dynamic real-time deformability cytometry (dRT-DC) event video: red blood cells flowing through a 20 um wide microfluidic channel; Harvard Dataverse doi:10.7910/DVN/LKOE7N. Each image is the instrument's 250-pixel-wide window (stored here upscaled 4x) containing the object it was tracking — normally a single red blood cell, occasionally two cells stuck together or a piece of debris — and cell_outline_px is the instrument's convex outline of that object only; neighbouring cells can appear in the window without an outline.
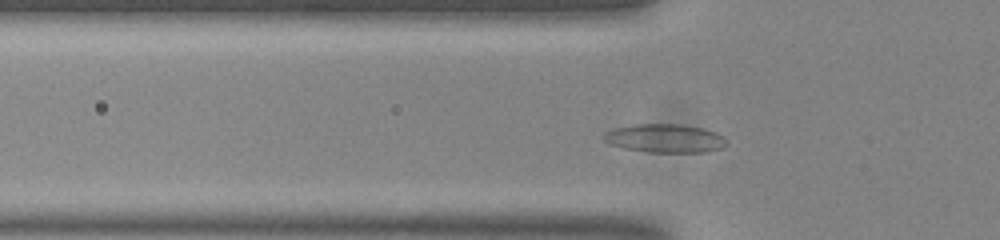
{"species": "common noctule bat (a hibernating species)", "species_latin": "Nyctalus noctula", "temperature_condition": "room temperature", "stored_images_in_passage": 48, "camera_frame_rate_fps": 3000, "um_per_image_px": 0.085, "animal": {"sex": "male", "body_mass_g": 20.0, "forearm_length_mm": 53.3}, "frame": {"image": 1, "passage_image": 10, "time_ms": 3.0, "image_size_px": [1000, 240], "cell_outline_px": [[728, 144], [724, 148], [704, 152], [648, 152], [624, 148], [612, 144], [604, 140], [600, 136], [604, 132], [612, 128], [632, 124], [680, 124], [704, 128], [716, 132], [724, 136]], "centroid_in_image_um": [56.53, 11.75], "position_along_channel_um": 69.3, "area_um2": 20.75}}
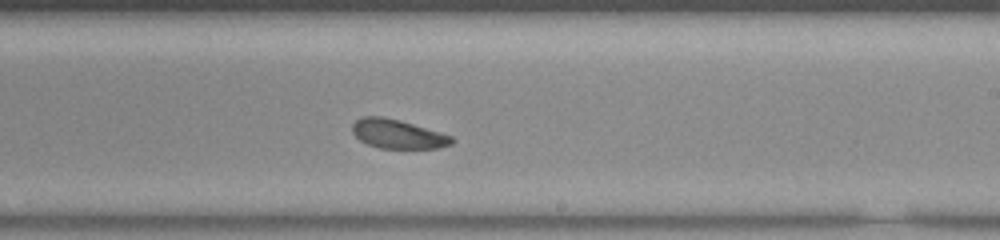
{"frame": {"image": 2, "passage_image": 25, "time_ms": 8.0, "image_size_px": [1000, 240], "cell_outline_px": [[456, 140], [452, 144], [436, 148], [380, 148], [368, 144], [360, 140], [352, 132], [352, 124], [356, 120], [364, 116], [384, 116], [400, 120], [440, 132], [452, 136]], "centroid_in_image_um": [33.81, 11.38], "position_along_channel_um": 255.2, "area_um2": 16.82}}
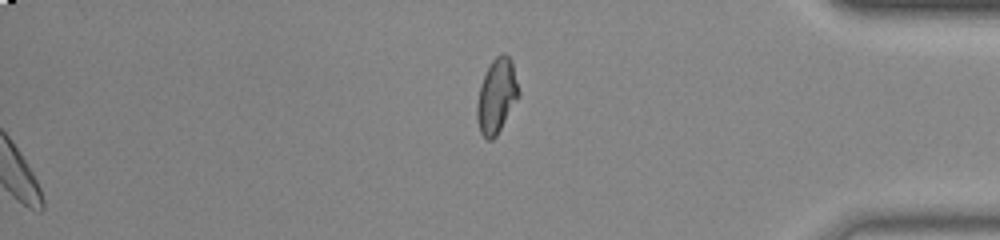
{"frame": {"image": 3, "passage_image": 48, "time_ms": 15.667, "image_size_px": [1000, 240], "cell_outline_px": [[520, 96], [496, 136], [492, 140], [488, 140], [480, 132], [476, 116], [476, 104], [480, 84], [492, 60], [500, 52], [504, 52], [512, 60], [520, 92]], "centroid_in_image_um": [42.22, 8.14], "position_along_channel_um": 393.0, "area_um2": 18.26}, "authors_computed_cell_mechanics": {"area_um2": 17.6579, "velocity_mm_per_s": 3.7189, "shape_relaxation_time_tau1_ms": 2.0831, "shape_relaxation_time_tau2_ms": 2.7526, "deformation_change_tau1": 0.0887, "deformation_change_tau2": 0.0866}}